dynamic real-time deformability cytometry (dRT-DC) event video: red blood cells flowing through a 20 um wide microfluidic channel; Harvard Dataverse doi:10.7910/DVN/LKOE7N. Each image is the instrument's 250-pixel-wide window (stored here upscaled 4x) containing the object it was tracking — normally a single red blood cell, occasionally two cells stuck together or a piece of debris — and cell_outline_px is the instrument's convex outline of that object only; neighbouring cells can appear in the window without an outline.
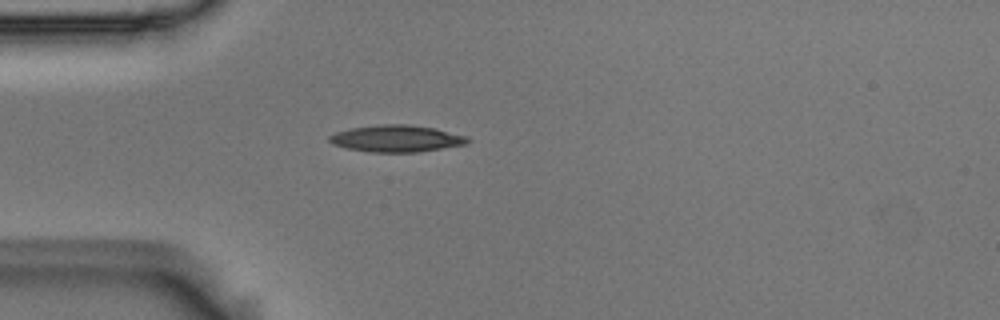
{"species": "Egyptian fruit bat (a non-hibernating species)", "species_latin": "Rousettus aegyptiacus", "temperature_condition": "room temperature", "stored_images_in_passage": 4, "camera_frame_rate_fps": 3000, "um_per_image_px": 0.085, "animal": {"sex": "male"}, "frame": {"image": 1, "passage_image": 4, "time_ms": 1.0, "image_size_px": [1000, 320], "cell_outline_px": [[472, 140], [468, 144], [416, 152], [372, 152], [348, 148], [332, 144], [328, 140], [328, 136], [336, 132], [352, 128], [384, 124], [408, 124], [432, 128], [468, 136]], "centroid_in_image_um": [33.72, 11.78], "position_along_channel_um": 51.3, "area_um2": 21.44}}